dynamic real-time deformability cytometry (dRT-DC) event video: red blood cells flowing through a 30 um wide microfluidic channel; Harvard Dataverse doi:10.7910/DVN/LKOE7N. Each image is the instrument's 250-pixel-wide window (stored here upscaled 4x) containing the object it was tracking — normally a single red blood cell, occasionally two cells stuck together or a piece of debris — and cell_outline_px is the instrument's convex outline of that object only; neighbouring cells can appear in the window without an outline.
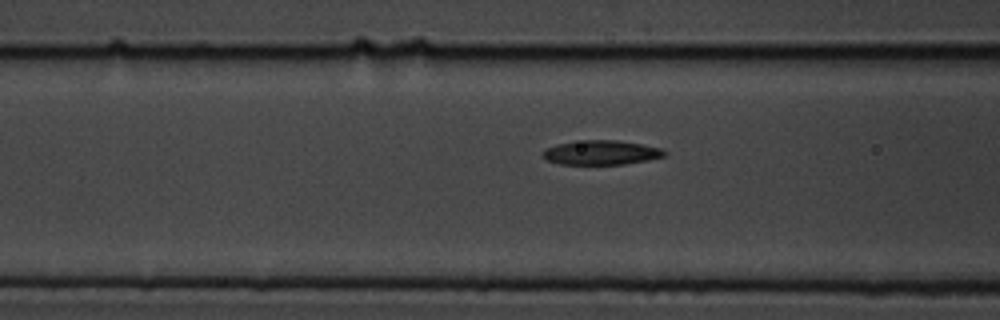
{"species": "common noctule bat (a hibernating species)", "species_latin": "Nyctalus noctula", "temperature_condition": "cold", "stored_images_in_passage": 17, "camera_frame_rate_fps": 3000, "um_per_image_px": 0.085, "animal": {"sex": "male", "body_mass_g": 19.5, "forearm_length_mm": 54.6}, "frame": {"image": 1, "passage_image": 15, "time_ms": 4.667, "image_size_px": [1000, 320], "cell_outline_px": [[668, 152], [664, 156], [648, 160], [624, 164], [560, 164], [548, 160], [540, 152], [544, 148], [556, 144], [584, 140], [616, 140], [640, 144], [660, 148]], "centroid_in_image_um": [51.08, 12.96], "position_along_channel_um": 115.5, "area_um2": 17.22}}